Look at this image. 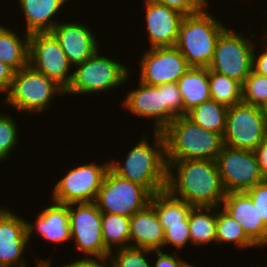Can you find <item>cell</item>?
<instances>
[{
    "label": "cell",
    "instance_id": "cell-1",
    "mask_svg": "<svg viewBox=\"0 0 267 267\" xmlns=\"http://www.w3.org/2000/svg\"><path fill=\"white\" fill-rule=\"evenodd\" d=\"M166 189L193 207H221L226 192L216 161L190 159L166 161Z\"/></svg>",
    "mask_w": 267,
    "mask_h": 267
},
{
    "label": "cell",
    "instance_id": "cell-2",
    "mask_svg": "<svg viewBox=\"0 0 267 267\" xmlns=\"http://www.w3.org/2000/svg\"><path fill=\"white\" fill-rule=\"evenodd\" d=\"M153 141L143 135L121 161H109V168L118 176L145 187L152 195L167 186L165 140L162 131H153ZM152 143V144H150Z\"/></svg>",
    "mask_w": 267,
    "mask_h": 267
},
{
    "label": "cell",
    "instance_id": "cell-3",
    "mask_svg": "<svg viewBox=\"0 0 267 267\" xmlns=\"http://www.w3.org/2000/svg\"><path fill=\"white\" fill-rule=\"evenodd\" d=\"M166 161L214 160L221 152L223 136L202 128L187 116L176 117L163 131Z\"/></svg>",
    "mask_w": 267,
    "mask_h": 267
},
{
    "label": "cell",
    "instance_id": "cell-4",
    "mask_svg": "<svg viewBox=\"0 0 267 267\" xmlns=\"http://www.w3.org/2000/svg\"><path fill=\"white\" fill-rule=\"evenodd\" d=\"M208 10L207 5L200 12L185 15L180 26L175 47L190 67H209L217 40L226 28Z\"/></svg>",
    "mask_w": 267,
    "mask_h": 267
},
{
    "label": "cell",
    "instance_id": "cell-5",
    "mask_svg": "<svg viewBox=\"0 0 267 267\" xmlns=\"http://www.w3.org/2000/svg\"><path fill=\"white\" fill-rule=\"evenodd\" d=\"M96 51L83 63L74 66L77 69L72 73V80L65 95H92L108 92L128 82L130 77L129 67L124 63L100 55Z\"/></svg>",
    "mask_w": 267,
    "mask_h": 267
},
{
    "label": "cell",
    "instance_id": "cell-6",
    "mask_svg": "<svg viewBox=\"0 0 267 267\" xmlns=\"http://www.w3.org/2000/svg\"><path fill=\"white\" fill-rule=\"evenodd\" d=\"M57 94L65 95V90L28 64L14 73L10 90L3 101L14 110L33 115L49 108Z\"/></svg>",
    "mask_w": 267,
    "mask_h": 267
},
{
    "label": "cell",
    "instance_id": "cell-7",
    "mask_svg": "<svg viewBox=\"0 0 267 267\" xmlns=\"http://www.w3.org/2000/svg\"><path fill=\"white\" fill-rule=\"evenodd\" d=\"M256 34L251 33L250 39L236 31L225 28L216 43L214 57L209 70L235 79L241 84L252 71L253 51L257 46Z\"/></svg>",
    "mask_w": 267,
    "mask_h": 267
},
{
    "label": "cell",
    "instance_id": "cell-8",
    "mask_svg": "<svg viewBox=\"0 0 267 267\" xmlns=\"http://www.w3.org/2000/svg\"><path fill=\"white\" fill-rule=\"evenodd\" d=\"M151 197L145 187L118 176L109 168L94 202L102 213L132 217L150 204Z\"/></svg>",
    "mask_w": 267,
    "mask_h": 267
},
{
    "label": "cell",
    "instance_id": "cell-9",
    "mask_svg": "<svg viewBox=\"0 0 267 267\" xmlns=\"http://www.w3.org/2000/svg\"><path fill=\"white\" fill-rule=\"evenodd\" d=\"M108 169L107 161L104 164L84 163L70 169L54 185L52 202L67 205L95 201Z\"/></svg>",
    "mask_w": 267,
    "mask_h": 267
},
{
    "label": "cell",
    "instance_id": "cell-10",
    "mask_svg": "<svg viewBox=\"0 0 267 267\" xmlns=\"http://www.w3.org/2000/svg\"><path fill=\"white\" fill-rule=\"evenodd\" d=\"M267 136L260 108L244 102L228 107L223 134L225 146L255 151Z\"/></svg>",
    "mask_w": 267,
    "mask_h": 267
},
{
    "label": "cell",
    "instance_id": "cell-11",
    "mask_svg": "<svg viewBox=\"0 0 267 267\" xmlns=\"http://www.w3.org/2000/svg\"><path fill=\"white\" fill-rule=\"evenodd\" d=\"M216 163L226 193L245 192L265 180L255 151L224 145Z\"/></svg>",
    "mask_w": 267,
    "mask_h": 267
},
{
    "label": "cell",
    "instance_id": "cell-12",
    "mask_svg": "<svg viewBox=\"0 0 267 267\" xmlns=\"http://www.w3.org/2000/svg\"><path fill=\"white\" fill-rule=\"evenodd\" d=\"M28 64L54 80L64 90L71 83L73 72L70 71L74 67H71L58 40L51 32L29 34Z\"/></svg>",
    "mask_w": 267,
    "mask_h": 267
},
{
    "label": "cell",
    "instance_id": "cell-13",
    "mask_svg": "<svg viewBox=\"0 0 267 267\" xmlns=\"http://www.w3.org/2000/svg\"><path fill=\"white\" fill-rule=\"evenodd\" d=\"M68 213L75 249L86 256L109 255L102 237V212L95 202L68 204Z\"/></svg>",
    "mask_w": 267,
    "mask_h": 267
},
{
    "label": "cell",
    "instance_id": "cell-14",
    "mask_svg": "<svg viewBox=\"0 0 267 267\" xmlns=\"http://www.w3.org/2000/svg\"><path fill=\"white\" fill-rule=\"evenodd\" d=\"M140 58V82L159 86L177 82L190 68L185 57L174 47L152 48Z\"/></svg>",
    "mask_w": 267,
    "mask_h": 267
},
{
    "label": "cell",
    "instance_id": "cell-15",
    "mask_svg": "<svg viewBox=\"0 0 267 267\" xmlns=\"http://www.w3.org/2000/svg\"><path fill=\"white\" fill-rule=\"evenodd\" d=\"M0 210V267H27L24 252L29 244L26 219Z\"/></svg>",
    "mask_w": 267,
    "mask_h": 267
},
{
    "label": "cell",
    "instance_id": "cell-16",
    "mask_svg": "<svg viewBox=\"0 0 267 267\" xmlns=\"http://www.w3.org/2000/svg\"><path fill=\"white\" fill-rule=\"evenodd\" d=\"M137 87L129 90L121 104L131 114H135L134 116L152 119L154 121L153 131H163L176 117L164 106L160 85L149 86L139 81Z\"/></svg>",
    "mask_w": 267,
    "mask_h": 267
},
{
    "label": "cell",
    "instance_id": "cell-17",
    "mask_svg": "<svg viewBox=\"0 0 267 267\" xmlns=\"http://www.w3.org/2000/svg\"><path fill=\"white\" fill-rule=\"evenodd\" d=\"M145 2V21L151 49L174 47L185 15L150 0Z\"/></svg>",
    "mask_w": 267,
    "mask_h": 267
},
{
    "label": "cell",
    "instance_id": "cell-18",
    "mask_svg": "<svg viewBox=\"0 0 267 267\" xmlns=\"http://www.w3.org/2000/svg\"><path fill=\"white\" fill-rule=\"evenodd\" d=\"M88 24L79 22L58 23L51 33L56 37L72 66L83 63L100 48Z\"/></svg>",
    "mask_w": 267,
    "mask_h": 267
},
{
    "label": "cell",
    "instance_id": "cell-19",
    "mask_svg": "<svg viewBox=\"0 0 267 267\" xmlns=\"http://www.w3.org/2000/svg\"><path fill=\"white\" fill-rule=\"evenodd\" d=\"M220 208L240 223L246 236L257 247L267 246V225L246 191L226 193Z\"/></svg>",
    "mask_w": 267,
    "mask_h": 267
},
{
    "label": "cell",
    "instance_id": "cell-20",
    "mask_svg": "<svg viewBox=\"0 0 267 267\" xmlns=\"http://www.w3.org/2000/svg\"><path fill=\"white\" fill-rule=\"evenodd\" d=\"M52 203L42 209L34 223L26 221L29 242L35 231L48 243L61 244L71 240L68 204Z\"/></svg>",
    "mask_w": 267,
    "mask_h": 267
},
{
    "label": "cell",
    "instance_id": "cell-21",
    "mask_svg": "<svg viewBox=\"0 0 267 267\" xmlns=\"http://www.w3.org/2000/svg\"><path fill=\"white\" fill-rule=\"evenodd\" d=\"M129 236L130 247L152 251L162 250L164 229L150 204L130 217Z\"/></svg>",
    "mask_w": 267,
    "mask_h": 267
},
{
    "label": "cell",
    "instance_id": "cell-22",
    "mask_svg": "<svg viewBox=\"0 0 267 267\" xmlns=\"http://www.w3.org/2000/svg\"><path fill=\"white\" fill-rule=\"evenodd\" d=\"M68 0H18L26 21V33L51 32L59 23L54 18Z\"/></svg>",
    "mask_w": 267,
    "mask_h": 267
},
{
    "label": "cell",
    "instance_id": "cell-23",
    "mask_svg": "<svg viewBox=\"0 0 267 267\" xmlns=\"http://www.w3.org/2000/svg\"><path fill=\"white\" fill-rule=\"evenodd\" d=\"M177 84L183 101V116L199 104L211 99L209 68L190 67Z\"/></svg>",
    "mask_w": 267,
    "mask_h": 267
},
{
    "label": "cell",
    "instance_id": "cell-24",
    "mask_svg": "<svg viewBox=\"0 0 267 267\" xmlns=\"http://www.w3.org/2000/svg\"><path fill=\"white\" fill-rule=\"evenodd\" d=\"M21 37L11 28L0 25V60L15 72L28 65L29 34Z\"/></svg>",
    "mask_w": 267,
    "mask_h": 267
},
{
    "label": "cell",
    "instance_id": "cell-25",
    "mask_svg": "<svg viewBox=\"0 0 267 267\" xmlns=\"http://www.w3.org/2000/svg\"><path fill=\"white\" fill-rule=\"evenodd\" d=\"M150 205L158 215L160 223L165 230L167 225L183 224L193 208L183 199L172 195L167 189L153 194Z\"/></svg>",
    "mask_w": 267,
    "mask_h": 267
},
{
    "label": "cell",
    "instance_id": "cell-26",
    "mask_svg": "<svg viewBox=\"0 0 267 267\" xmlns=\"http://www.w3.org/2000/svg\"><path fill=\"white\" fill-rule=\"evenodd\" d=\"M216 210L217 207H193L191 209L189 227L191 243L194 246H204L214 241L216 243Z\"/></svg>",
    "mask_w": 267,
    "mask_h": 267
},
{
    "label": "cell",
    "instance_id": "cell-27",
    "mask_svg": "<svg viewBox=\"0 0 267 267\" xmlns=\"http://www.w3.org/2000/svg\"><path fill=\"white\" fill-rule=\"evenodd\" d=\"M227 111V106L209 99L194 107L186 116L202 128L223 136Z\"/></svg>",
    "mask_w": 267,
    "mask_h": 267
},
{
    "label": "cell",
    "instance_id": "cell-28",
    "mask_svg": "<svg viewBox=\"0 0 267 267\" xmlns=\"http://www.w3.org/2000/svg\"><path fill=\"white\" fill-rule=\"evenodd\" d=\"M101 226L104 245L110 253L130 246V217L102 213Z\"/></svg>",
    "mask_w": 267,
    "mask_h": 267
},
{
    "label": "cell",
    "instance_id": "cell-29",
    "mask_svg": "<svg viewBox=\"0 0 267 267\" xmlns=\"http://www.w3.org/2000/svg\"><path fill=\"white\" fill-rule=\"evenodd\" d=\"M219 208L217 207L216 243L233 242L238 249L256 248L257 246L244 233L240 223L223 208Z\"/></svg>",
    "mask_w": 267,
    "mask_h": 267
},
{
    "label": "cell",
    "instance_id": "cell-30",
    "mask_svg": "<svg viewBox=\"0 0 267 267\" xmlns=\"http://www.w3.org/2000/svg\"><path fill=\"white\" fill-rule=\"evenodd\" d=\"M211 99L227 107L242 102V84L235 79L209 70Z\"/></svg>",
    "mask_w": 267,
    "mask_h": 267
},
{
    "label": "cell",
    "instance_id": "cell-31",
    "mask_svg": "<svg viewBox=\"0 0 267 267\" xmlns=\"http://www.w3.org/2000/svg\"><path fill=\"white\" fill-rule=\"evenodd\" d=\"M242 102L257 107L267 102V77L252 70L242 84Z\"/></svg>",
    "mask_w": 267,
    "mask_h": 267
},
{
    "label": "cell",
    "instance_id": "cell-32",
    "mask_svg": "<svg viewBox=\"0 0 267 267\" xmlns=\"http://www.w3.org/2000/svg\"><path fill=\"white\" fill-rule=\"evenodd\" d=\"M154 252L129 246L117 249L115 252L109 253V256L112 259L113 267H153L146 255L154 254Z\"/></svg>",
    "mask_w": 267,
    "mask_h": 267
},
{
    "label": "cell",
    "instance_id": "cell-33",
    "mask_svg": "<svg viewBox=\"0 0 267 267\" xmlns=\"http://www.w3.org/2000/svg\"><path fill=\"white\" fill-rule=\"evenodd\" d=\"M18 125L15 118L5 113H0V162L9 158V155L19 142Z\"/></svg>",
    "mask_w": 267,
    "mask_h": 267
},
{
    "label": "cell",
    "instance_id": "cell-34",
    "mask_svg": "<svg viewBox=\"0 0 267 267\" xmlns=\"http://www.w3.org/2000/svg\"><path fill=\"white\" fill-rule=\"evenodd\" d=\"M187 242L191 243L189 216L183 220V224L167 225L164 230L163 248L170 244L181 250L187 245Z\"/></svg>",
    "mask_w": 267,
    "mask_h": 267
},
{
    "label": "cell",
    "instance_id": "cell-35",
    "mask_svg": "<svg viewBox=\"0 0 267 267\" xmlns=\"http://www.w3.org/2000/svg\"><path fill=\"white\" fill-rule=\"evenodd\" d=\"M163 91L164 106L175 116H183V101L177 82L160 85Z\"/></svg>",
    "mask_w": 267,
    "mask_h": 267
},
{
    "label": "cell",
    "instance_id": "cell-36",
    "mask_svg": "<svg viewBox=\"0 0 267 267\" xmlns=\"http://www.w3.org/2000/svg\"><path fill=\"white\" fill-rule=\"evenodd\" d=\"M152 2L176 9L184 15L194 14L203 10L209 3L205 0H150Z\"/></svg>",
    "mask_w": 267,
    "mask_h": 267
},
{
    "label": "cell",
    "instance_id": "cell-37",
    "mask_svg": "<svg viewBox=\"0 0 267 267\" xmlns=\"http://www.w3.org/2000/svg\"><path fill=\"white\" fill-rule=\"evenodd\" d=\"M256 206L263 222L267 225V179L246 191Z\"/></svg>",
    "mask_w": 267,
    "mask_h": 267
},
{
    "label": "cell",
    "instance_id": "cell-38",
    "mask_svg": "<svg viewBox=\"0 0 267 267\" xmlns=\"http://www.w3.org/2000/svg\"><path fill=\"white\" fill-rule=\"evenodd\" d=\"M60 267H113V262L109 255L95 257L85 256L80 260H74L73 262Z\"/></svg>",
    "mask_w": 267,
    "mask_h": 267
},
{
    "label": "cell",
    "instance_id": "cell-39",
    "mask_svg": "<svg viewBox=\"0 0 267 267\" xmlns=\"http://www.w3.org/2000/svg\"><path fill=\"white\" fill-rule=\"evenodd\" d=\"M155 256L156 262L153 267H186L188 262L180 258V256H175L174 254L164 253L162 250H157Z\"/></svg>",
    "mask_w": 267,
    "mask_h": 267
},
{
    "label": "cell",
    "instance_id": "cell-40",
    "mask_svg": "<svg viewBox=\"0 0 267 267\" xmlns=\"http://www.w3.org/2000/svg\"><path fill=\"white\" fill-rule=\"evenodd\" d=\"M261 39L262 37L259 39L260 44L258 45L263 46V48L265 49H261L262 52L258 53L257 50L254 48L252 70L267 77V40L265 38L264 40Z\"/></svg>",
    "mask_w": 267,
    "mask_h": 267
},
{
    "label": "cell",
    "instance_id": "cell-41",
    "mask_svg": "<svg viewBox=\"0 0 267 267\" xmlns=\"http://www.w3.org/2000/svg\"><path fill=\"white\" fill-rule=\"evenodd\" d=\"M15 71L0 60V93L10 90Z\"/></svg>",
    "mask_w": 267,
    "mask_h": 267
},
{
    "label": "cell",
    "instance_id": "cell-42",
    "mask_svg": "<svg viewBox=\"0 0 267 267\" xmlns=\"http://www.w3.org/2000/svg\"><path fill=\"white\" fill-rule=\"evenodd\" d=\"M258 164L264 179H267V136L255 149Z\"/></svg>",
    "mask_w": 267,
    "mask_h": 267
},
{
    "label": "cell",
    "instance_id": "cell-43",
    "mask_svg": "<svg viewBox=\"0 0 267 267\" xmlns=\"http://www.w3.org/2000/svg\"><path fill=\"white\" fill-rule=\"evenodd\" d=\"M259 108L261 111L262 118L264 120L266 131H267V102L262 104Z\"/></svg>",
    "mask_w": 267,
    "mask_h": 267
},
{
    "label": "cell",
    "instance_id": "cell-44",
    "mask_svg": "<svg viewBox=\"0 0 267 267\" xmlns=\"http://www.w3.org/2000/svg\"><path fill=\"white\" fill-rule=\"evenodd\" d=\"M37 261V267H49V266H52V261L50 260V259H44V260H42V259H40L39 260V258H38V260H36Z\"/></svg>",
    "mask_w": 267,
    "mask_h": 267
},
{
    "label": "cell",
    "instance_id": "cell-45",
    "mask_svg": "<svg viewBox=\"0 0 267 267\" xmlns=\"http://www.w3.org/2000/svg\"><path fill=\"white\" fill-rule=\"evenodd\" d=\"M186 267H196V266H193V264L188 263V264L186 265Z\"/></svg>",
    "mask_w": 267,
    "mask_h": 267
}]
</instances>
